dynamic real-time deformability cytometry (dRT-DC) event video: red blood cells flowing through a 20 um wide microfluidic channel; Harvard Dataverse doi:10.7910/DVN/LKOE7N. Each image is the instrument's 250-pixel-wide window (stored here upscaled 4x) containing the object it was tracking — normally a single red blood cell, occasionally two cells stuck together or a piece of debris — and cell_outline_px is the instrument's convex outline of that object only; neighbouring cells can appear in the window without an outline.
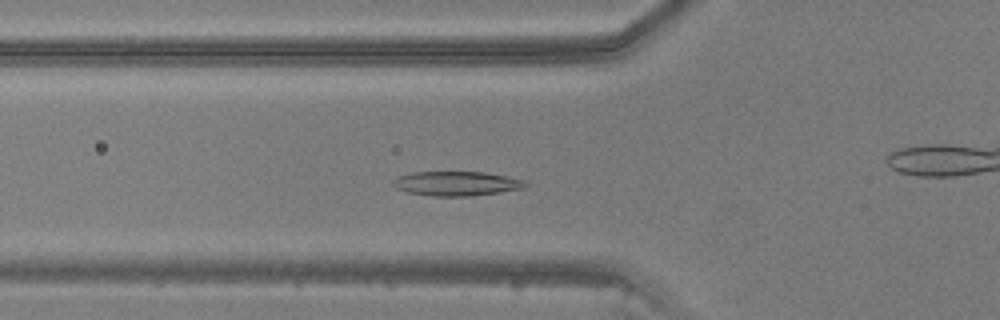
{"species": "common noctule bat (a hibernating species)", "species_latin": "Nyctalus noctula", "temperature_condition": "warm", "stored_images_in_passage": 43, "camera_frame_rate_fps": 3000, "um_per_image_px": 0.085, "animal": {"sex": "male", "body_mass_g": 20.5, "forearm_length_mm": 52.5}, "frame": {"image": 1, "passage_image": 12, "time_ms": 3.667, "image_size_px": [1000, 320], "cell_outline_px": [[528, 184], [524, 188], [500, 192], [472, 196], [432, 196], [408, 192], [396, 188], [392, 184], [392, 180], [396, 176], [412, 172], [484, 172], [508, 176], [524, 180]], "centroid_in_image_um": [38.79, 15.6], "position_along_channel_um": 87.0, "area_um2": 18.96}}
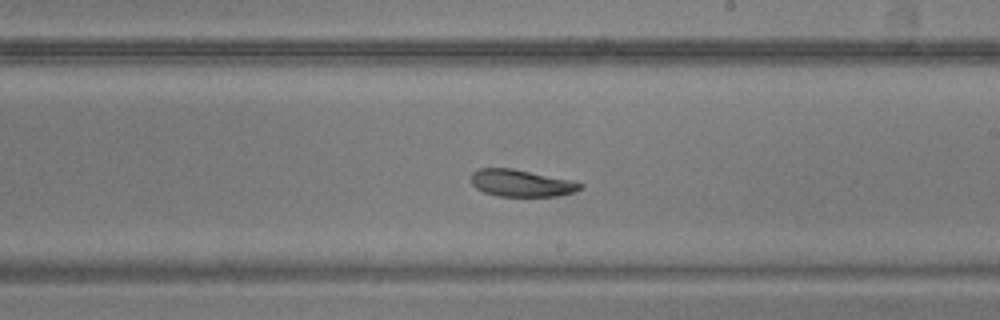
{"frame": {"image": 2, "passage_image": 23, "time_ms": 7.333, "image_size_px": [1000, 320], "cell_outline_px": [[584, 188], [576, 192], [560, 196], [496, 196], [484, 192], [476, 188], [472, 184], [472, 172], [480, 168], [512, 168], [572, 180], [584, 184]], "centroid_in_image_um": [44.36, 15.57], "position_along_channel_um": 244.6, "area_um2": 17.34}}
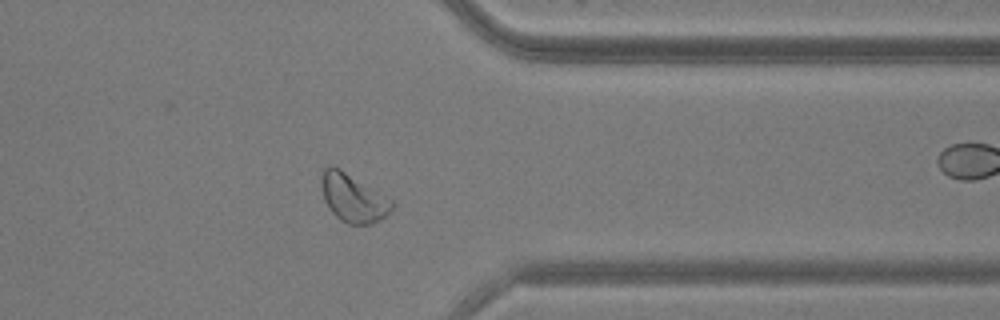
{"frame": {"image": 3, "passage_image": 33, "time_ms": 10.667, "image_size_px": [1000, 320], "cell_outline_px": [[396, 204], [380, 220], [372, 224], [348, 224], [340, 220], [332, 212], [324, 200], [320, 184], [320, 176], [324, 168], [328, 164], [332, 164], [340, 168], [392, 200]], "centroid_in_image_um": [29.97, 16.8], "position_along_channel_um": 381.4, "area_um2": 19.88}}